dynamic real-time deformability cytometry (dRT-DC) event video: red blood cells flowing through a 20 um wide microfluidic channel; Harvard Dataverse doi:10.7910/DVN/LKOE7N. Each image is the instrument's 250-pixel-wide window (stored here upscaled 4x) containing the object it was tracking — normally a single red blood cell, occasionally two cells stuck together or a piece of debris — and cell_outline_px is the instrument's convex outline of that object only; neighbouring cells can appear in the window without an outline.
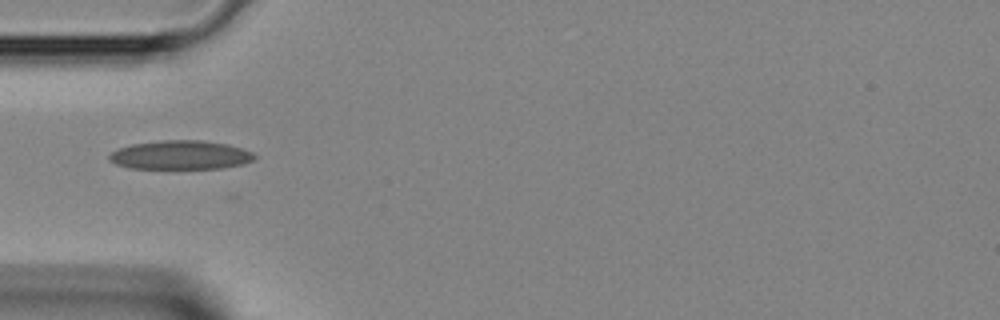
{"species": "Egyptian fruit bat (a non-hibernating species)", "species_latin": "Rousettus aegyptiacus", "temperature_condition": "room temperature", "stored_images_in_passage": 27, "camera_frame_rate_fps": 3000, "um_per_image_px": 0.085, "animal": {"sex": "female"}, "frame": {"image": 1, "passage_image": 1, "time_ms": 0.0, "image_size_px": [1000, 320], "cell_outline_px": [[256, 156], [252, 160], [244, 164], [220, 168], [128, 168], [116, 164], [108, 160], [108, 156], [112, 152], [120, 148], [132, 144], [160, 140], [200, 140], [228, 144], [252, 152]], "centroid_in_image_um": [15.33, 13.17], "position_along_channel_um": 69.7, "area_um2": 24.33}}
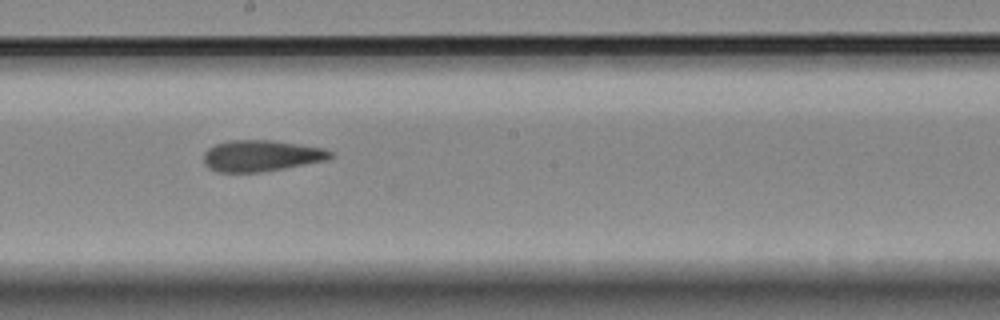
{"frame": {"image": 2, "passage_image": 11, "time_ms": 3.333, "image_size_px": [1000, 320], "cell_outline_px": [[336, 156], [328, 160], [284, 168], [260, 172], [220, 172], [208, 168], [204, 164], [204, 152], [208, 148], [216, 144], [228, 140], [272, 140], [324, 148], [332, 152]], "centroid_in_image_um": [22.22, 13.24], "position_along_channel_um": 226.0, "area_um2": 23.18}}
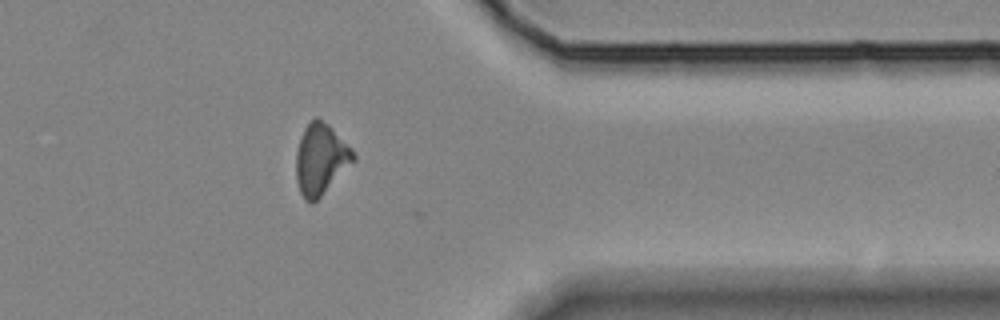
{"frame": {"image": 3, "passage_image": 22, "time_ms": 7.0, "image_size_px": [1000, 320], "cell_outline_px": [[356, 160], [312, 204], [308, 204], [304, 200], [300, 192], [296, 180], [296, 152], [300, 136], [304, 128], [316, 116], [328, 124], [352, 148], [356, 156]], "centroid_in_image_um": [27.25, 13.53], "position_along_channel_um": 384.1, "area_um2": 23.7}}